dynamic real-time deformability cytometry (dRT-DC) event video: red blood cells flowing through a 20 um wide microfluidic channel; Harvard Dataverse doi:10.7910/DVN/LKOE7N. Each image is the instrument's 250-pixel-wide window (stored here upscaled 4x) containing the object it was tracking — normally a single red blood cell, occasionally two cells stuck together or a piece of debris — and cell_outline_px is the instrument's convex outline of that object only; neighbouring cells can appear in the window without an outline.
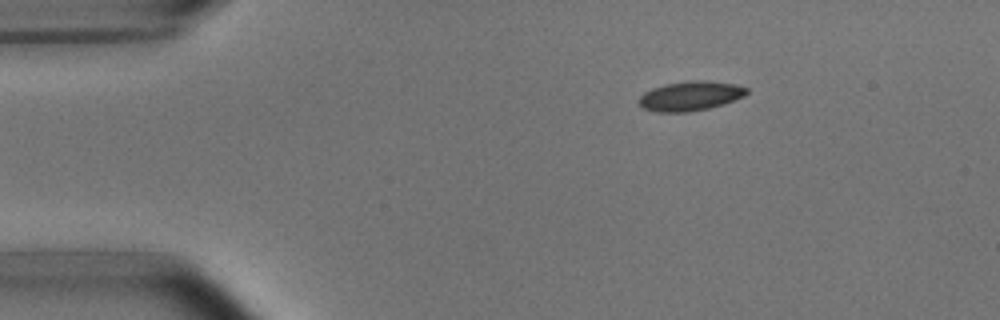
{"species": "common noctule bat (a hibernating species)", "species_latin": "Nyctalus noctula", "temperature_condition": "room temperature", "stored_images_in_passage": 3, "camera_frame_rate_fps": 3000, "um_per_image_px": 0.085, "animal": {"sex": "male", "body_mass_g": 15.6}, "frame": {"image": 1, "passage_image": 1, "time_ms": 0.0, "image_size_px": [1000, 320], "cell_outline_px": [[748, 92], [744, 96], [724, 104], [708, 108], [688, 112], [656, 112], [644, 108], [640, 104], [640, 96], [644, 92], [652, 88], [664, 84], [692, 80], [704, 80], [732, 84], [748, 88]], "centroid_in_image_um": [58.67, 8.16], "position_along_channel_um": 26.3, "area_um2": 18.38}}
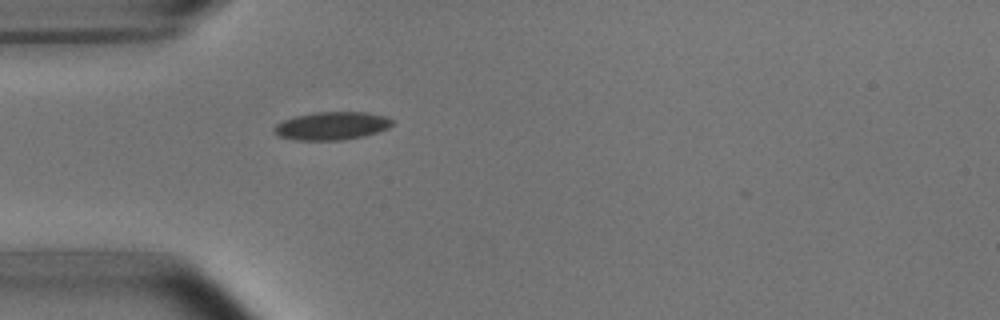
{"frame": {"image": 2, "passage_image": 3, "time_ms": 2.333, "image_size_px": [1000, 320], "cell_outline_px": [[392, 124], [388, 128], [364, 136], [340, 140], [296, 140], [280, 136], [276, 132], [276, 124], [284, 120], [296, 116], [312, 112], [368, 112], [388, 116], [392, 120]], "centroid_in_image_um": [28.25, 10.68], "position_along_channel_um": 56.8, "area_um2": 19.13}}